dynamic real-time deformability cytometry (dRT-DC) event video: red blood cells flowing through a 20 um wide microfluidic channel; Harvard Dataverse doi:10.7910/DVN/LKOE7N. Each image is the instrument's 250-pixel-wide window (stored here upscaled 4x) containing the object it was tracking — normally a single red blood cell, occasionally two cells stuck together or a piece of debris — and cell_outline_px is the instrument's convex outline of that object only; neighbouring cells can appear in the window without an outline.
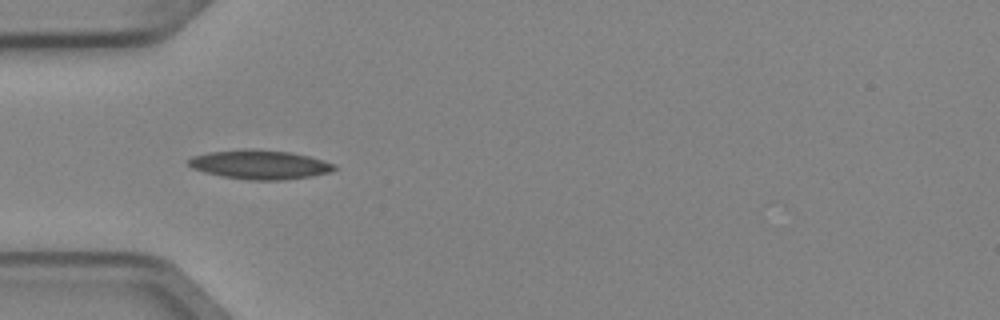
{"species": "Egyptian fruit bat (a non-hibernating species)", "species_latin": "Rousettus aegyptiacus", "temperature_condition": "cold", "stored_images_in_passage": 5, "camera_frame_rate_fps": 3000, "um_per_image_px": 0.085, "animal": {"sex": "female"}, "frame": {"image": 1, "passage_image": 3, "time_ms": 0.667, "image_size_px": [1000, 320], "cell_outline_px": [[336, 168], [328, 172], [312, 176], [284, 180], [252, 180], [220, 176], [204, 172], [192, 168], [188, 164], [188, 160], [192, 156], [208, 152], [244, 148], [252, 148], [288, 152], [308, 156], [332, 164]], "centroid_in_image_um": [22.0, 13.98], "position_along_channel_um": 63.0, "area_um2": 24.62}}
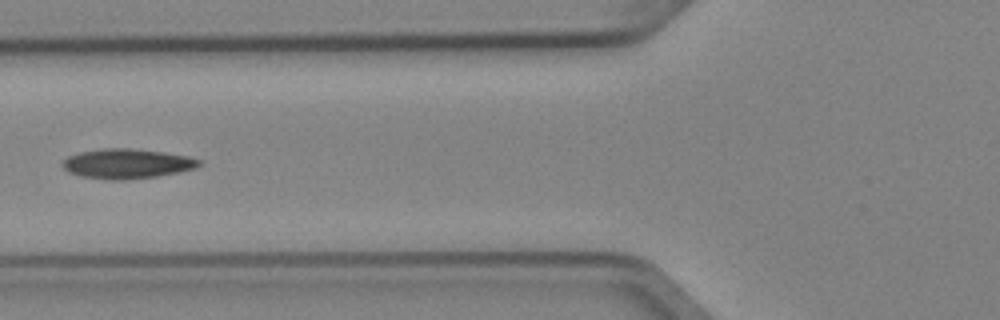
{"frame": {"image": 2, "passage_image": 4, "time_ms": 1.0, "image_size_px": [1000, 320], "cell_outline_px": [[200, 164], [196, 168], [180, 172], [156, 176], [124, 180], [108, 180], [80, 176], [68, 172], [60, 164], [68, 156], [80, 152], [104, 148], [128, 148], [164, 152], [188, 156], [200, 160]], "centroid_in_image_um": [10.77, 13.92], "position_along_channel_um": 115.0, "area_um2": 23.7}}
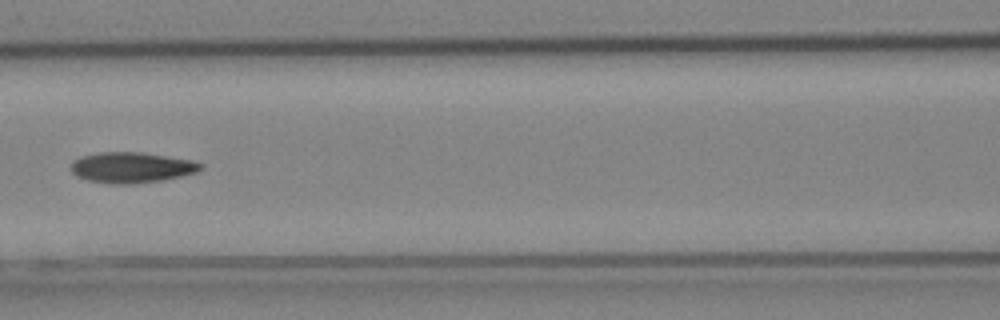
{"frame": {"image": 3, "passage_image": 5, "time_ms": 1.333, "image_size_px": [1000, 320], "cell_outline_px": [[204, 168], [196, 172], [164, 180], [132, 184], [108, 184], [88, 180], [76, 176], [72, 172], [72, 160], [84, 156], [100, 152], [140, 152], [192, 160], [204, 164]], "centroid_in_image_um": [11.2, 14.24], "position_along_channel_um": 155.4, "area_um2": 23.18}}